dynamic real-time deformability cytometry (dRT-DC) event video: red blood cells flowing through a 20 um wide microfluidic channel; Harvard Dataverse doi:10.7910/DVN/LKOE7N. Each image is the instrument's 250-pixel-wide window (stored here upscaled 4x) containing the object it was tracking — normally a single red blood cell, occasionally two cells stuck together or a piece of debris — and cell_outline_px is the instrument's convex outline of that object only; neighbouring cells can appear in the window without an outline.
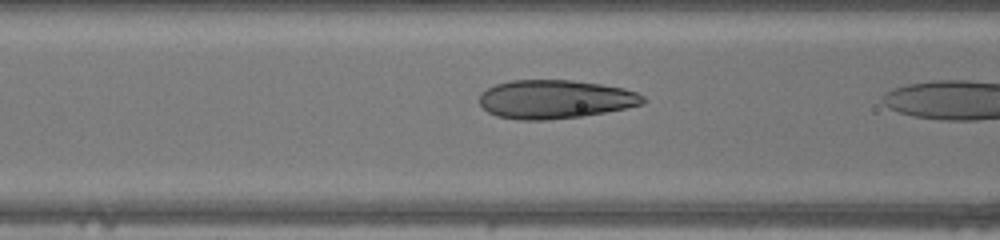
{"species": "human", "species_latin": "Homo sapiens", "temperature_condition": "warm", "stored_images_in_passage": 7, "camera_frame_rate_fps": 3000, "um_per_image_px": 0.085, "donor": {"sex": "male"}, "frame": {"image": 1, "passage_image": 6, "time_ms": 1.667, "image_size_px": [1000, 240], "cell_outline_px": [[648, 100], [644, 104], [604, 112], [580, 116], [548, 120], [520, 120], [496, 116], [488, 112], [480, 104], [480, 92], [496, 84], [508, 80], [572, 80], [600, 84], [624, 88], [636, 92], [644, 96]], "centroid_in_image_um": [47.18, 8.43], "position_along_channel_um": 119.4, "area_um2": 36.93}}